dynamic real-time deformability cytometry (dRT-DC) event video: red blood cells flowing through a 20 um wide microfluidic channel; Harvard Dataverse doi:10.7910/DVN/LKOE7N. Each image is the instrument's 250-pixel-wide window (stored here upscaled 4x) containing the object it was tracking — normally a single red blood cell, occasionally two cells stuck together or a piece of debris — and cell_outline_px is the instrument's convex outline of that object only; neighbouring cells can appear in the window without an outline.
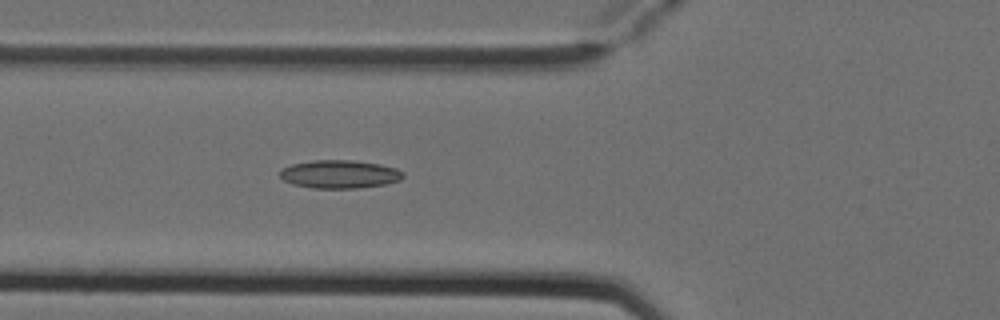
{"species": "Egyptian fruit bat (a non-hibernating species)", "species_latin": "Rousettus aegyptiacus", "temperature_condition": "cold", "stored_images_in_passage": 5, "camera_frame_rate_fps": 3000, "um_per_image_px": 0.085, "animal": {"sex": "female"}, "frame": {"image": 1, "passage_image": 5, "time_ms": 1.333, "image_size_px": [1000, 320], "cell_outline_px": [[404, 176], [400, 180], [384, 184], [356, 188], [312, 188], [292, 184], [284, 180], [280, 176], [280, 172], [284, 168], [292, 164], [312, 160], [352, 160], [380, 164], [396, 168], [404, 172]], "centroid_in_image_um": [28.88, 14.8], "position_along_channel_um": 96.9, "area_um2": 20.17}}